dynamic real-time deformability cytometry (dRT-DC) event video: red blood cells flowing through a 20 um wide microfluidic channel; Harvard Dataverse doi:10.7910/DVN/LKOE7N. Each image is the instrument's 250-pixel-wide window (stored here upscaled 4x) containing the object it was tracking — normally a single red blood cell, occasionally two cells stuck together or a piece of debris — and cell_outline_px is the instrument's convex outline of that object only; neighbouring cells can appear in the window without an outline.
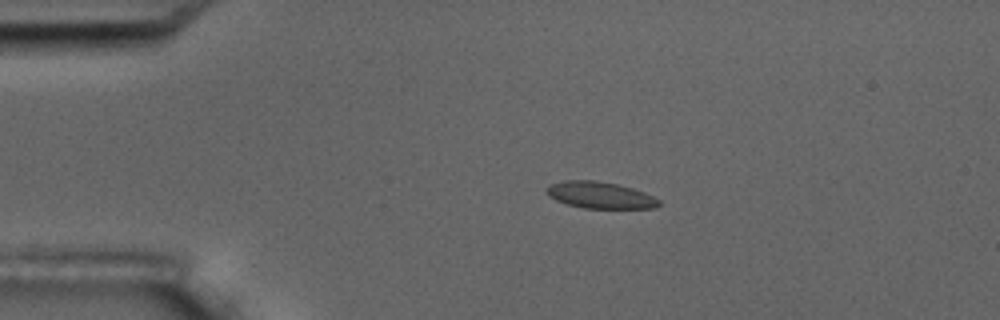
{"species": "common noctule bat (a hibernating species)", "species_latin": "Nyctalus noctula", "temperature_condition": "room temperature", "stored_images_in_passage": 5, "camera_frame_rate_fps": 3000, "um_per_image_px": 0.085, "animal": {"sex": "male", "body_mass_g": 17.5, "forearm_length_mm": 52.3}, "frame": {"image": 1, "passage_image": 2, "time_ms": 1.333, "image_size_px": [1000, 320], "cell_outline_px": [[660, 204], [656, 208], [584, 208], [568, 204], [556, 200], [548, 196], [544, 188], [552, 184], [564, 180], [596, 180], [616, 184], [632, 188], [644, 192], [660, 200]], "centroid_in_image_um": [50.99, 16.58], "position_along_channel_um": 34.0, "area_um2": 17.4}}
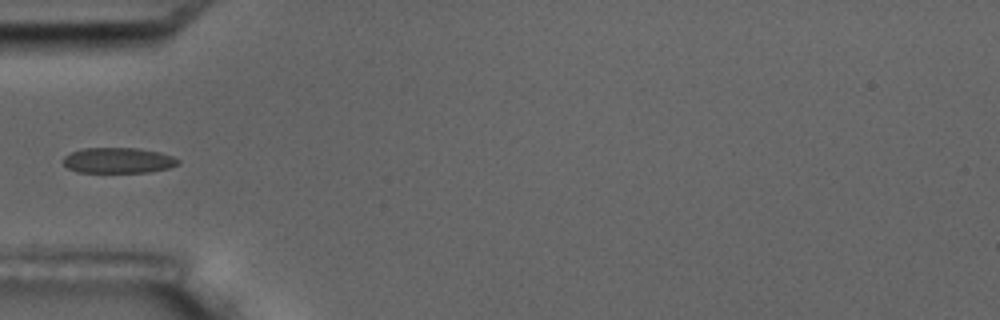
{"frame": {"image": 2, "passage_image": 4, "time_ms": 3.667, "image_size_px": [1000, 320], "cell_outline_px": [[180, 164], [168, 168], [148, 172], [76, 172], [68, 168], [64, 164], [64, 156], [72, 152], [84, 148], [136, 148], [160, 152], [172, 156], [180, 160]], "centroid_in_image_um": [10.06, 13.63], "position_along_channel_um": 74.9, "area_um2": 17.05}}